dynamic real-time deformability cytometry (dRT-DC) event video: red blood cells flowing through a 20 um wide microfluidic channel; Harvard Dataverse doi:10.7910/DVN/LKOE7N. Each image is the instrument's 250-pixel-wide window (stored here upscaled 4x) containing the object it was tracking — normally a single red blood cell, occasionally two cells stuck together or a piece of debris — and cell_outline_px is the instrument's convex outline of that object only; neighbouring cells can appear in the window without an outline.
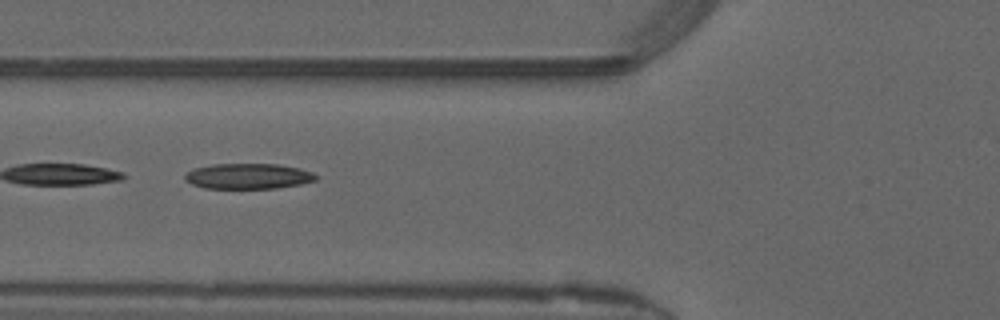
{"species": "common noctule bat (a hibernating species)", "species_latin": "Nyctalus noctula", "temperature_condition": "warm", "stored_images_in_passage": 22, "camera_frame_rate_fps": 3000, "um_per_image_px": 0.085, "animal": {"sex": "male", "forearm_length_mm": 52.5}, "frame": {"image": 1, "passage_image": 4, "time_ms": 1.0, "image_size_px": [1000, 320], "cell_outline_px": [[316, 180], [300, 184], [276, 188], [204, 188], [192, 184], [184, 180], [184, 176], [188, 172], [196, 168], [212, 164], [280, 164], [300, 168], [312, 172], [316, 176]], "centroid_in_image_um": [21.1, 14.97], "position_along_channel_um": 104.7, "area_um2": 19.36}}
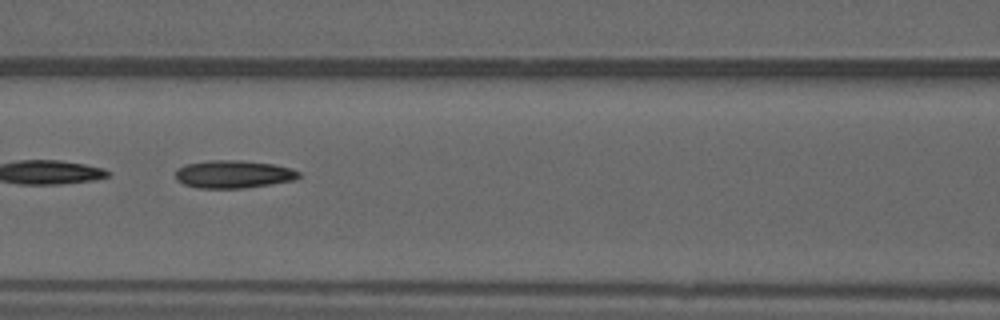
{"frame": {"image": 2, "passage_image": 7, "time_ms": 2.0, "image_size_px": [1000, 320], "cell_outline_px": [[300, 176], [296, 180], [244, 188], [196, 188], [184, 184], [176, 180], [176, 168], [184, 164], [208, 160], [240, 160], [276, 164], [292, 168], [300, 172]], "centroid_in_image_um": [19.84, 14.8], "position_along_channel_um": 146.8, "area_um2": 20.29}}